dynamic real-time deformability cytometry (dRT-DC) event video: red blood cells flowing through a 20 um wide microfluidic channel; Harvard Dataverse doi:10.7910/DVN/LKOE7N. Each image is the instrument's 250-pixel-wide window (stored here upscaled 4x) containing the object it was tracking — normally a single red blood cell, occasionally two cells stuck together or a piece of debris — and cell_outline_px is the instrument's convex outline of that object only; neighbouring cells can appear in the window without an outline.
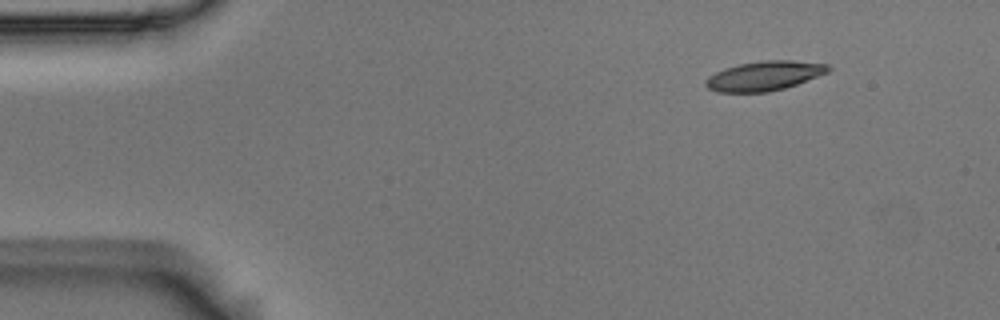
{"species": "Egyptian fruit bat (a non-hibernating species)", "species_latin": "Rousettus aegyptiacus", "temperature_condition": "room temperature", "stored_images_in_passage": 7, "camera_frame_rate_fps": 3000, "um_per_image_px": 0.085, "animal": {"sex": "male"}, "frame": {"image": 1, "passage_image": 1, "time_ms": 0.0, "image_size_px": [1000, 320], "cell_outline_px": [[832, 68], [828, 72], [796, 84], [784, 88], [768, 92], [716, 92], [708, 88], [704, 84], [704, 80], [708, 76], [724, 68], [740, 64], [764, 60], [792, 60], [828, 64]], "centroid_in_image_um": [64.94, 6.44], "position_along_channel_um": 20.1, "area_um2": 21.04}}
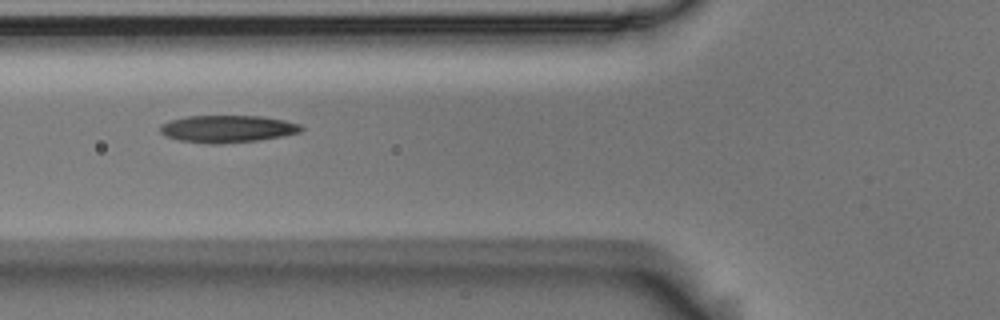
{"frame": {"image": 2, "passage_image": 5, "time_ms": 1.333, "image_size_px": [1000, 320], "cell_outline_px": [[304, 128], [300, 132], [284, 136], [260, 140], [224, 144], [208, 144], [180, 140], [168, 136], [160, 132], [160, 124], [168, 120], [188, 116], [260, 116], [284, 120], [300, 124]], "centroid_in_image_um": [19.34, 10.96], "position_along_channel_um": 106.5, "area_um2": 22.54}}
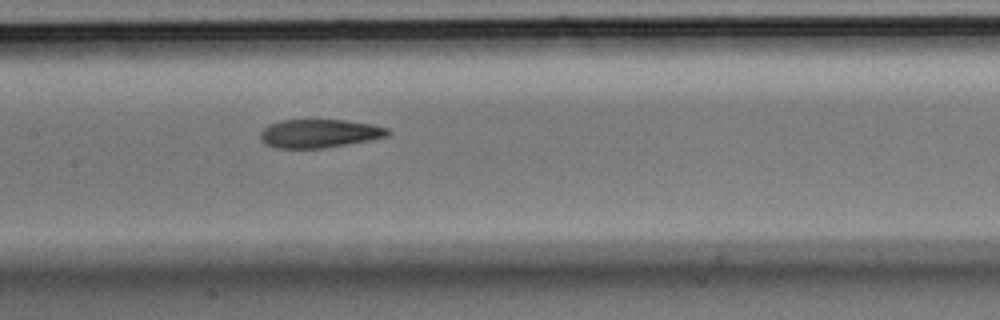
{"frame": {"image": 3, "passage_image": 7, "time_ms": 2.0, "image_size_px": [1000, 320], "cell_outline_px": [[392, 132], [388, 136], [372, 140], [324, 148], [276, 148], [264, 144], [260, 140], [260, 132], [268, 124], [280, 120], [344, 120], [372, 124], [388, 128]], "centroid_in_image_um": [27.14, 11.35], "position_along_channel_um": 180.3, "area_um2": 21.39}}